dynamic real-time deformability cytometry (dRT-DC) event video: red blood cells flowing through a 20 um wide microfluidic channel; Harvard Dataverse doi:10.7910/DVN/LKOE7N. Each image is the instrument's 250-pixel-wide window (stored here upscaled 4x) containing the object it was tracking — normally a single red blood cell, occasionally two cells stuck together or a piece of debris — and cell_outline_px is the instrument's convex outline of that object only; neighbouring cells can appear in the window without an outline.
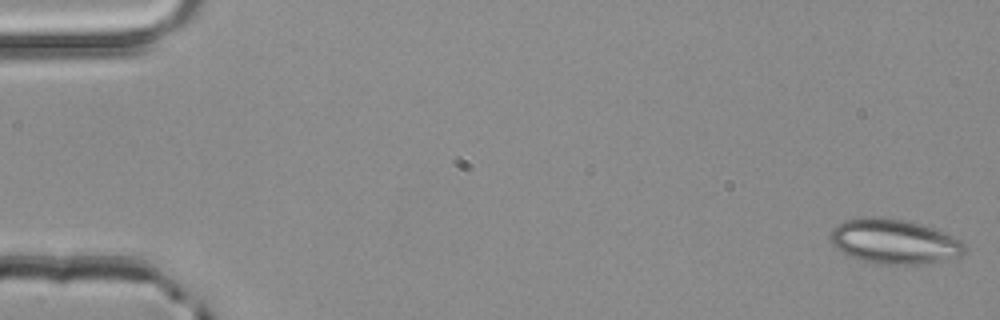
{"species": "common noctule bat (a hibernating species)", "species_latin": "Nyctalus noctula", "temperature_condition": "room temperature", "stored_images_in_passage": 51, "camera_frame_rate_fps": 3000, "um_per_image_px": 0.085, "animal": {"sex": "male", "body_mass_g": 20.4}, "frame": {"image": 1, "passage_image": 1, "time_ms": 0.0, "image_size_px": [1000, 320], "cell_outline_px": [[968, 248], [960, 256], [924, 264], [880, 264], [864, 260], [852, 256], [836, 248], [832, 244], [832, 228], [836, 224], [844, 220], [864, 216], [872, 216], [904, 220], [920, 224], [944, 232], [960, 240]], "centroid_in_image_um": [76.01, 20.51], "position_along_channel_um": 9.0, "area_um2": 34.68}}
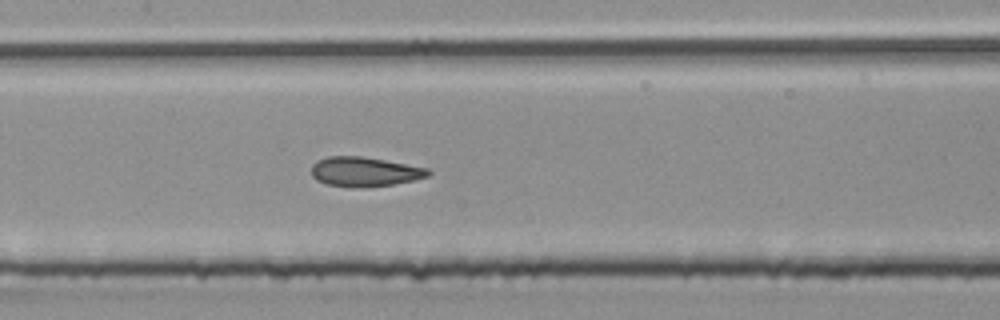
{"frame": {"image": 2, "passage_image": 25, "time_ms": 8.0, "image_size_px": [1000, 320], "cell_outline_px": [[432, 172], [428, 176], [412, 180], [392, 184], [360, 188], [352, 188], [328, 184], [316, 180], [312, 176], [312, 164], [316, 160], [328, 156], [360, 156], [384, 160], [428, 168]], "centroid_in_image_um": [30.96, 14.59], "position_along_channel_um": 176.4, "area_um2": 20.06}}
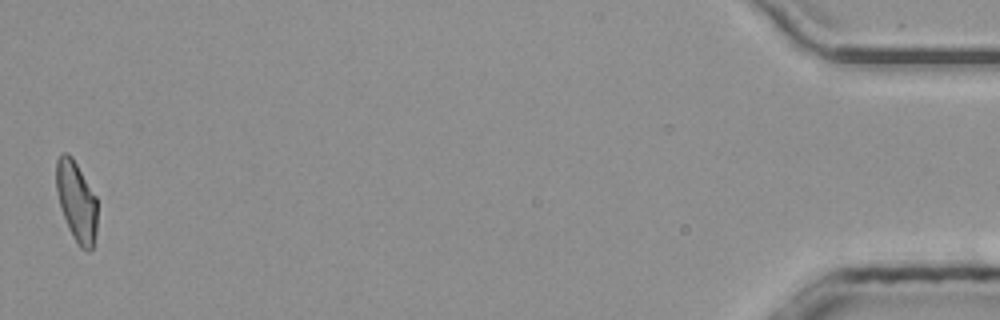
{"frame": {"image": 3, "passage_image": 51, "time_ms": 16.667, "image_size_px": [1000, 320], "cell_outline_px": [[96, 232], [92, 248], [88, 252], [80, 248], [72, 236], [64, 216], [56, 192], [56, 160], [60, 152], [68, 152], [72, 156], [96, 196]], "centroid_in_image_um": [6.49, 17.08], "position_along_channel_um": 428.7, "area_um2": 19.19}, "authors_computed_cell_mechanics": {"area_um2": 20.1144, "velocity_mm_per_s": 4.0588, "shape_relaxation_time_tau1_ms": null, "shape_relaxation_time_tau2_ms": 1.4155, "deformation_change_tau1": null, "deformation_change_tau2": 0.0883}}